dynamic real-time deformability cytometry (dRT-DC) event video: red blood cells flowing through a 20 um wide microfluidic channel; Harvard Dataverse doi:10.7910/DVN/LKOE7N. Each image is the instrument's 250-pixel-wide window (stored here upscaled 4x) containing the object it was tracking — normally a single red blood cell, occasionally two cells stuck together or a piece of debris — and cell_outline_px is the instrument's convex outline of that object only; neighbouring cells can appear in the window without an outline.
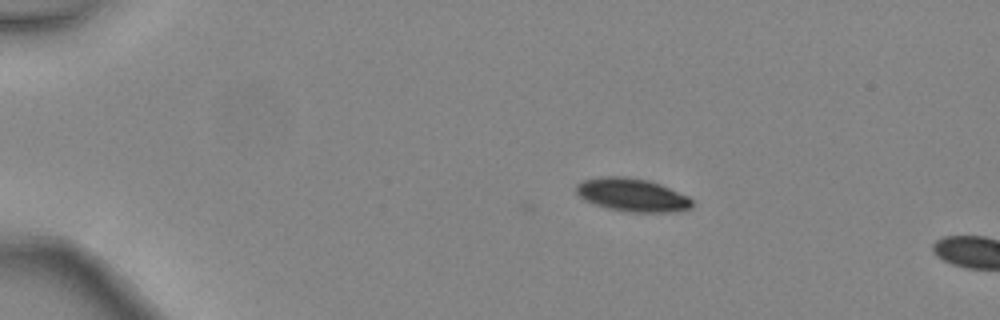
{"species": "common noctule bat (a hibernating species)", "species_latin": "Nyctalus noctula", "temperature_condition": "warm", "stored_images_in_passage": 4, "camera_frame_rate_fps": 3000, "um_per_image_px": 0.085, "animal": {"sex": "female", "body_mass_g": 24.6, "forearm_length_mm": 56.2}, "frame": {"image": 1, "passage_image": 3, "time_ms": 0.667, "image_size_px": [1000, 320], "cell_outline_px": [[692, 208], [680, 212], [628, 212], [608, 208], [584, 200], [576, 192], [576, 184], [584, 180], [600, 176], [624, 176], [648, 180], [660, 184], [688, 196], [692, 200]], "centroid_in_image_um": [53.75, 16.57], "position_along_channel_um": 31.2, "area_um2": 22.48}}